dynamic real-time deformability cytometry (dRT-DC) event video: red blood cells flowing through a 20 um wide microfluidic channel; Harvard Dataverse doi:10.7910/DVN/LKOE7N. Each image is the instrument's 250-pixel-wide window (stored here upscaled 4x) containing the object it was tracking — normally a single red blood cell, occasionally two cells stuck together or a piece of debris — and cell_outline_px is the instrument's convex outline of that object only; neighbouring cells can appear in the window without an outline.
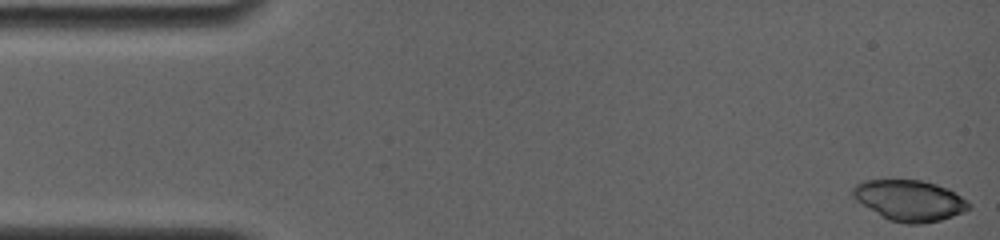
{"species": "common noctule bat (a hibernating species)", "species_latin": "Nyctalus noctula", "temperature_condition": "room temperature", "stored_images_in_passage": 9, "camera_frame_rate_fps": 4000, "um_per_image_px": 0.085, "animal": {"sex": "female", "body_mass_g": 19.0, "forearm_length_mm": 56.7}, "frame": {"image": 1, "passage_image": 1, "time_ms": 0.0, "image_size_px": [1000, 240], "cell_outline_px": [[972, 208], [964, 212], [940, 220], [920, 224], [904, 224], [888, 220], [880, 216], [856, 200], [848, 192], [856, 184], [864, 180], [920, 180], [936, 184], [948, 188], [968, 200], [972, 204]], "centroid_in_image_um": [77.31, 17.04], "position_along_channel_um": 7.7, "area_um2": 27.98}}
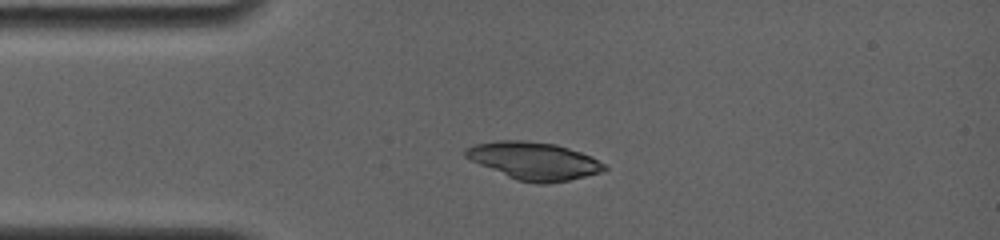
{"frame": {"image": 2, "passage_image": 8, "time_ms": 3.5, "image_size_px": [1000, 240], "cell_outline_px": [[608, 168], [604, 172], [568, 180], [548, 184], [536, 184], [516, 180], [480, 164], [464, 156], [464, 148], [476, 144], [500, 140], [520, 140], [556, 144], [592, 156], [604, 164]], "centroid_in_image_um": [45.41, 13.68], "position_along_channel_um": 39.6, "area_um2": 30.35}}